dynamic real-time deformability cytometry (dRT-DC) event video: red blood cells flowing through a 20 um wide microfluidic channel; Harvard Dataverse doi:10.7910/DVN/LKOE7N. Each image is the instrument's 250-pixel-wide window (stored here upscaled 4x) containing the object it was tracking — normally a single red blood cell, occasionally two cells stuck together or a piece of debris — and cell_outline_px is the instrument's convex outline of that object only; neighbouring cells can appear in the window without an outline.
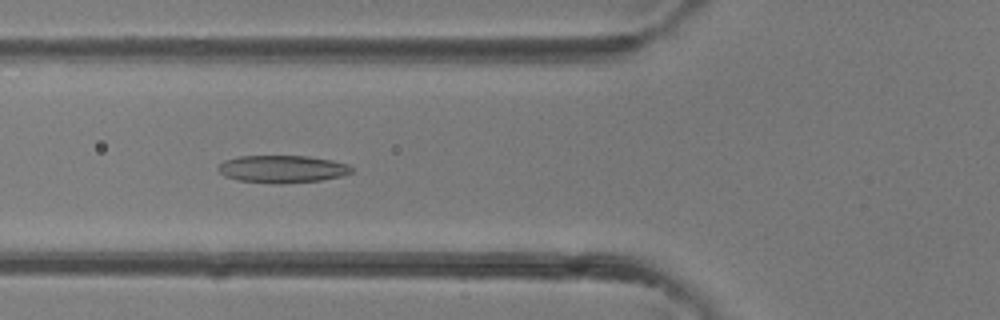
{"species": "common noctule bat (a hibernating species)", "species_latin": "Nyctalus noctula", "temperature_condition": "room temperature", "stored_images_in_passage": 40, "segment_of_instrument_passage": [1, 2], "camera_frame_rate_fps": 3000, "um_per_image_px": 0.085, "animal": {"sex": "female"}, "frame": {"image": 1, "passage_image": 14, "time_ms": 4.333, "image_size_px": [1000, 320], "cell_outline_px": [[352, 172], [340, 176], [320, 180], [280, 184], [272, 184], [236, 180], [224, 176], [216, 168], [224, 160], [240, 156], [308, 156], [332, 160], [348, 164], [352, 168]], "centroid_in_image_um": [23.96, 14.37], "position_along_channel_um": 101.8, "area_um2": 21.44}}
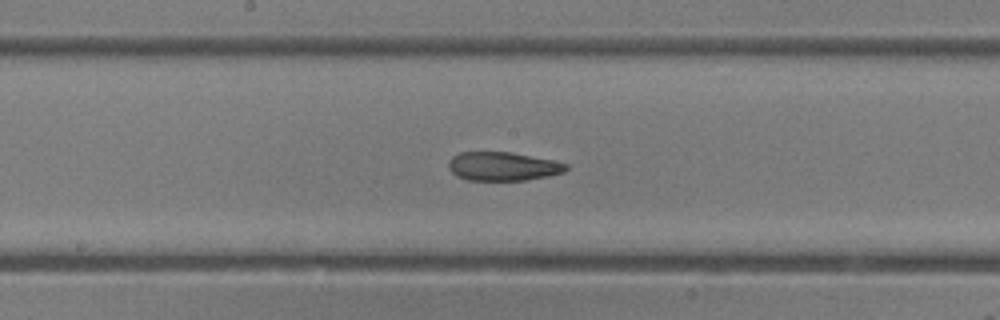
{"frame": {"image": 2, "passage_image": 20, "time_ms": 6.333, "image_size_px": [1000, 320], "cell_outline_px": [[568, 168], [564, 172], [548, 176], [524, 180], [468, 180], [456, 176], [448, 168], [448, 160], [452, 156], [460, 152], [512, 152], [552, 160], [568, 164]], "centroid_in_image_um": [42.72, 14.13], "position_along_channel_um": 205.5, "area_um2": 19.71}}
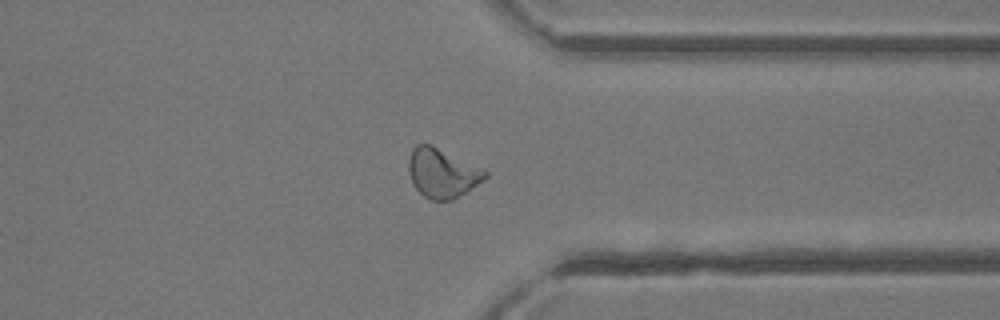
{"frame": {"image": 3, "passage_image": 30, "time_ms": 9.667, "image_size_px": [1000, 320], "cell_outline_px": [[488, 176], [484, 180], [452, 200], [432, 200], [424, 196], [412, 184], [408, 172], [408, 160], [412, 148], [416, 144], [432, 144], [484, 168], [488, 172]], "centroid_in_image_um": [37.59, 14.68], "position_along_channel_um": 373.8, "area_um2": 22.2}}